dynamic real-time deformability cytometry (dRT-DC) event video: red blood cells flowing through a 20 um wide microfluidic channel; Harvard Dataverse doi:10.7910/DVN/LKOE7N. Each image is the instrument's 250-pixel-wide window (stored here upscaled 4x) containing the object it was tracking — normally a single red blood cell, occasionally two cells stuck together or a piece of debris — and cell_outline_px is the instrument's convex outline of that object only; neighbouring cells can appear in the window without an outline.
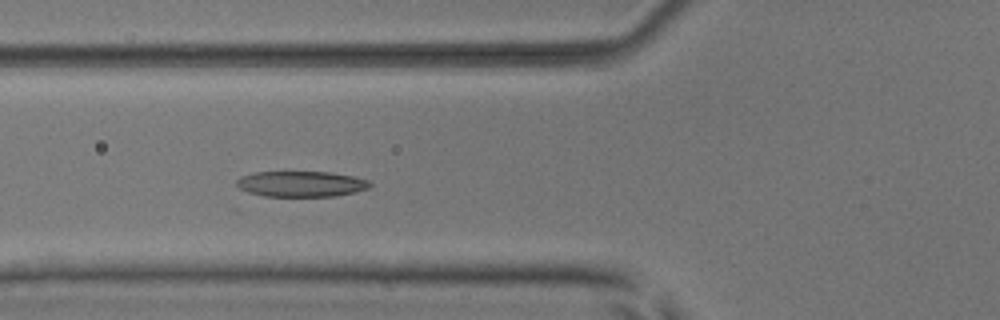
{"species": "common noctule bat (a hibernating species)", "species_latin": "Nyctalus noctula", "temperature_condition": "room temperature", "stored_images_in_passage": 17, "camera_frame_rate_fps": 3000, "um_per_image_px": 0.085, "animal": {"sex": "male", "body_mass_g": 17.9, "forearm_length_mm": 54.2}, "frame": {"image": 1, "passage_image": 15, "time_ms": 4.667, "image_size_px": [1000, 320], "cell_outline_px": [[372, 184], [368, 188], [336, 196], [264, 196], [248, 192], [240, 188], [236, 184], [236, 180], [240, 176], [252, 172], [332, 172], [352, 176], [368, 180]], "centroid_in_image_um": [25.56, 15.62], "position_along_channel_um": 100.2, "area_um2": 19.88}}